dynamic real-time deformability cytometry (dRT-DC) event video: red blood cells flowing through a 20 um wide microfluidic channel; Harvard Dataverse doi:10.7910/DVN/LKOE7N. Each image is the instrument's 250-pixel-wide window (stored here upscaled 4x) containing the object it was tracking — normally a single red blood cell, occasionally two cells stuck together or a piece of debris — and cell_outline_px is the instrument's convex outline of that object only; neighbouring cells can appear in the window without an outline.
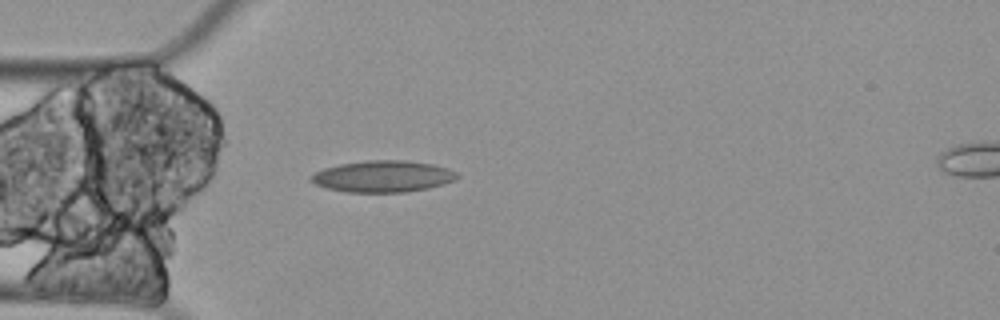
{"species": "Egyptian fruit bat (a non-hibernating species)", "species_latin": "Rousettus aegyptiacus", "temperature_condition": "cold", "stored_images_in_passage": 4, "camera_frame_rate_fps": 3000, "um_per_image_px": 0.085, "animal": {"sex": "female"}, "frame": {"image": 1, "passage_image": 4, "time_ms": 1.0, "image_size_px": [1000, 320], "cell_outline_px": [[460, 176], [456, 180], [428, 188], [408, 192], [344, 192], [328, 188], [316, 184], [308, 180], [308, 176], [324, 168], [340, 164], [364, 160], [404, 160], [432, 164], [448, 168], [456, 172]], "centroid_in_image_um": [32.54, 14.99], "position_along_channel_um": 52.5, "area_um2": 26.99}}